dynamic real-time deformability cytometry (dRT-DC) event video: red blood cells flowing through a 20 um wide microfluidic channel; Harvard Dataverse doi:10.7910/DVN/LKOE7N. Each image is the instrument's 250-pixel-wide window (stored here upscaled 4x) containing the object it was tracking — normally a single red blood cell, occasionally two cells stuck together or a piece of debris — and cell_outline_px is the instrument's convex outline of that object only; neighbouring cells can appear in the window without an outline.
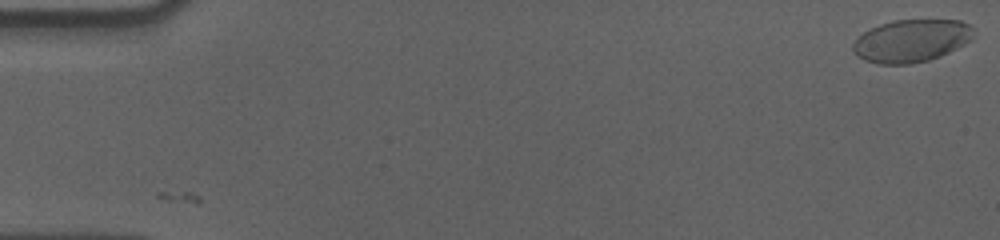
{"species": "human", "species_latin": "Homo sapiens", "temperature_condition": "cold", "stored_images_in_passage": 18, "camera_frame_rate_fps": 3000, "um_per_image_px": 0.085, "donor": {"sex": "male"}, "frame": {"image": 1, "passage_image": 1, "time_ms": 0.0, "image_size_px": [1000, 240], "cell_outline_px": [[972, 40], [940, 56], [928, 60], [912, 64], [880, 64], [864, 60], [856, 56], [852, 48], [852, 44], [864, 32], [880, 24], [896, 20], [960, 20], [968, 24], [972, 28]], "centroid_in_image_um": [77.45, 3.47], "position_along_channel_um": 7.6, "area_um2": 29.77}}